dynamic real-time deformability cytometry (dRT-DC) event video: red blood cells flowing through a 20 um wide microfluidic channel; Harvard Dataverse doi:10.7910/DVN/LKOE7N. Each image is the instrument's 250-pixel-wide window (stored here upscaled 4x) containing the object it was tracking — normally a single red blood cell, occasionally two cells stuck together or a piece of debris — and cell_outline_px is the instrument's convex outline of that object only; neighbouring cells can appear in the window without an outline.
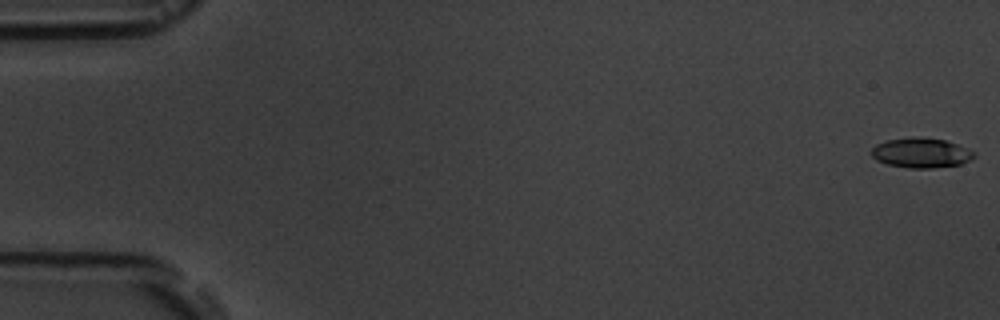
{"species": "common noctule bat (a hibernating species)", "species_latin": "Nyctalus noctula", "temperature_condition": "room temperature", "stored_images_in_passage": 16, "camera_frame_rate_fps": 3000, "um_per_image_px": 0.085, "animal": {"sex": "male", "body_mass_g": 19.5, "forearm_length_mm": 54.6}, "frame": {"image": 1, "passage_image": 1, "time_ms": 0.0, "image_size_px": [1000, 320], "cell_outline_px": [[976, 156], [960, 164], [932, 168], [908, 168], [888, 164], [876, 160], [872, 156], [872, 148], [876, 144], [888, 140], [944, 140], [968, 148], [976, 152]], "centroid_in_image_um": [78.32, 13.05], "position_along_channel_um": 6.7, "area_um2": 16.99}}
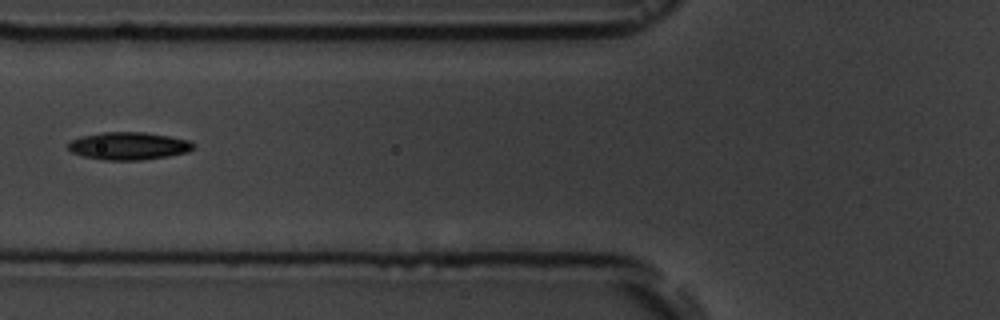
{"frame": {"image": 2, "passage_image": 7, "time_ms": 7.0, "image_size_px": [1000, 320], "cell_outline_px": [[196, 144], [188, 152], [168, 156], [140, 160], [104, 160], [84, 156], [72, 152], [68, 148], [68, 144], [72, 140], [80, 136], [104, 132], [144, 132], [168, 136], [188, 140]], "centroid_in_image_um": [10.93, 12.4], "position_along_channel_um": 114.9, "area_um2": 20.06}}
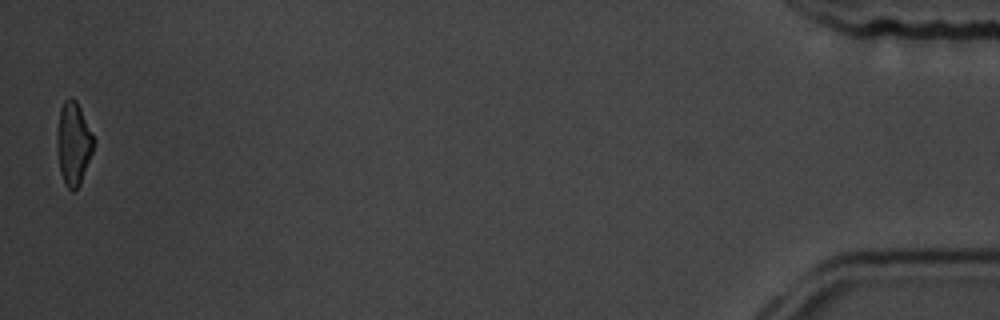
{"frame": {"image": 3, "passage_image": 16, "time_ms": 18.0, "image_size_px": [1000, 320], "cell_outline_px": [[96, 140], [92, 152], [80, 184], [72, 192], [64, 184], [60, 172], [56, 148], [56, 132], [60, 108], [64, 100], [68, 96], [72, 96], [76, 100]], "centroid_in_image_um": [6.22, 12.17], "position_along_channel_um": 429.0, "area_um2": 18.03}, "authors_computed_cell_mechanics": {"area_um2": 18.4382, "velocity_mm_per_s": 3.7181, "shape_relaxation_time_tau1_ms": null, "shape_relaxation_time_tau2_ms": 3.8793, "deformation_change_tau1": null, "deformation_change_tau2": 0.1028}}